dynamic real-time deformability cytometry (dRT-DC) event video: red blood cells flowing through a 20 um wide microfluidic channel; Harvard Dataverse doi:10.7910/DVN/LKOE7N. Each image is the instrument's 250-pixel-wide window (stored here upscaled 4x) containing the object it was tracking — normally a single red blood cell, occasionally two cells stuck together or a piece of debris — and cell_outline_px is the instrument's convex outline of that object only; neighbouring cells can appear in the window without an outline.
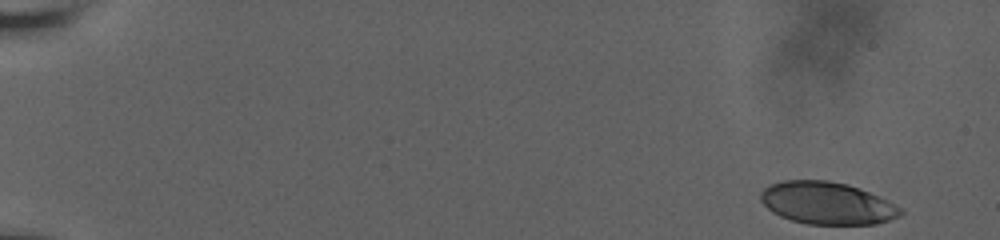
{"species": "human", "species_latin": "Homo sapiens", "temperature_condition": "room temperature", "stored_images_in_passage": 56, "camera_frame_rate_fps": 3000, "um_per_image_px": 0.085, "donor": {"sex": "male"}, "frame": {"image": 1, "passage_image": 1, "time_ms": 0.0, "image_size_px": [1000, 240], "cell_outline_px": [[904, 212], [900, 216], [876, 224], [808, 224], [792, 220], [780, 216], [772, 212], [760, 200], [760, 192], [764, 188], [772, 184], [784, 180], [828, 180], [848, 184], [860, 188], [880, 196], [904, 208]], "centroid_in_image_um": [70.34, 17.26], "position_along_channel_um": 14.7, "area_um2": 34.74}}
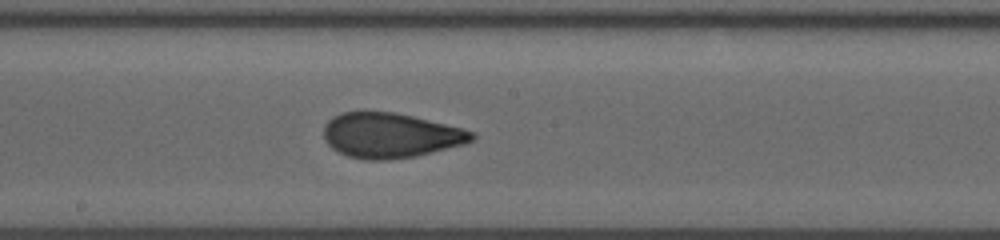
{"frame": {"image": 2, "passage_image": 32, "time_ms": 10.333, "image_size_px": [1000, 240], "cell_outline_px": [[476, 136], [472, 140], [464, 144], [416, 156], [388, 160], [364, 160], [348, 156], [332, 148], [324, 140], [324, 124], [332, 116], [340, 112], [396, 112], [464, 128], [476, 132]], "centroid_in_image_um": [33.19, 11.5], "position_along_channel_um": 215.0, "area_um2": 39.02}}
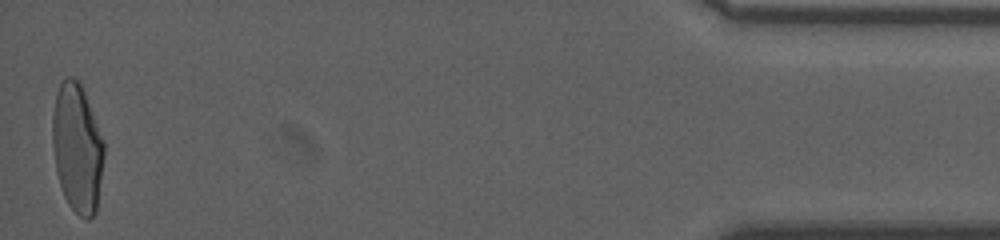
{"frame": {"image": 3, "passage_image": 56, "time_ms": 18.333, "image_size_px": [1000, 240], "cell_outline_px": [[104, 156], [96, 212], [88, 220], [84, 220], [68, 204], [64, 196], [56, 172], [52, 144], [52, 116], [56, 92], [60, 84], [68, 76], [72, 76], [80, 80], [104, 140]], "centroid_in_image_um": [6.56, 12.56], "position_along_channel_um": 428.6, "area_um2": 39.02}, "authors_computed_cell_mechanics": {"area_um2": 38.148, "velocity_mm_per_s": 3.6782, "shape_relaxation_time_tau1_ms": 7.7234, "shape_relaxation_time_tau2_ms": 1.0345, "deformation_change_tau1": 0.2159, "deformation_change_tau2": 0.0628}}